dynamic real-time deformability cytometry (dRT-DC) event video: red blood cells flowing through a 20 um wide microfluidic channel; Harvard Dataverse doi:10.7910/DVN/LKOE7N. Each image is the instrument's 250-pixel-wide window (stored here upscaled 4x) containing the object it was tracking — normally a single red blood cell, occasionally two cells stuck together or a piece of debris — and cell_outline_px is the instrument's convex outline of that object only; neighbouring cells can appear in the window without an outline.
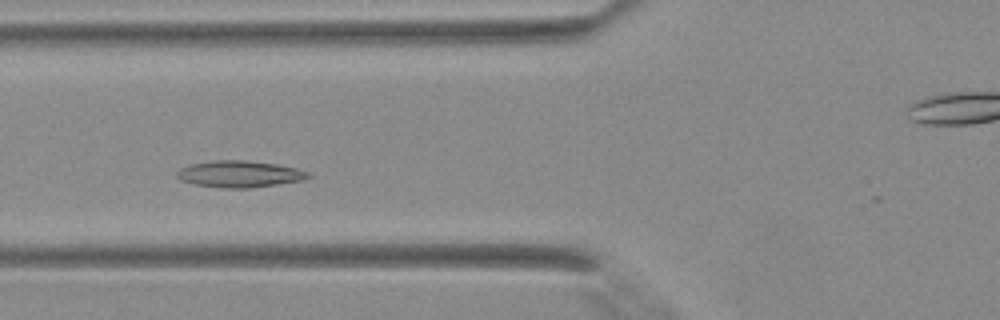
{"species": "Egyptian fruit bat (a non-hibernating species)", "species_latin": "Rousettus aegyptiacus", "temperature_condition": "warm", "stored_images_in_passage": 36, "camera_frame_rate_fps": 3000, "um_per_image_px": 0.085, "animal": {"sex": "female"}, "frame": {"image": 1, "passage_image": 9, "time_ms": 2.667, "image_size_px": [1000, 320], "cell_outline_px": [[312, 176], [304, 180], [248, 188], [224, 188], [192, 184], [180, 180], [176, 176], [176, 172], [180, 168], [192, 164], [212, 160], [244, 160], [276, 164], [296, 168], [308, 172]], "centroid_in_image_um": [20.33, 14.79], "position_along_channel_um": 105.5, "area_um2": 20.35}}
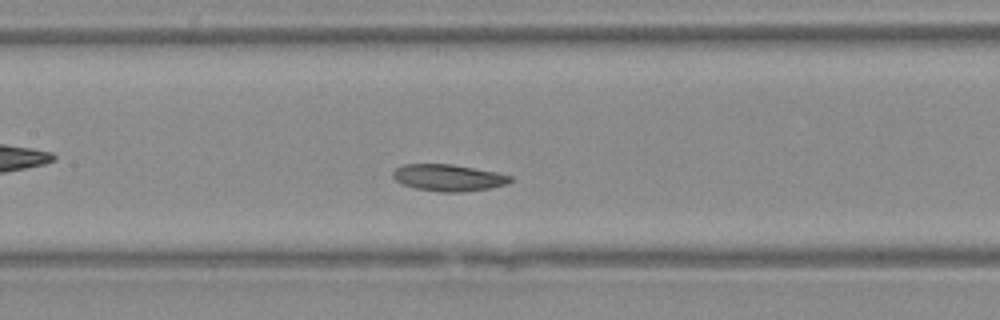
{"frame": {"image": 2, "passage_image": 13, "time_ms": 4.0, "image_size_px": [1000, 320], "cell_outline_px": [[512, 180], [508, 184], [488, 188], [460, 192], [440, 192], [416, 188], [400, 184], [392, 176], [392, 172], [396, 168], [404, 164], [452, 164], [496, 172], [512, 176]], "centroid_in_image_um": [38.09, 15.1], "position_along_channel_um": 169.3, "area_um2": 18.26}}
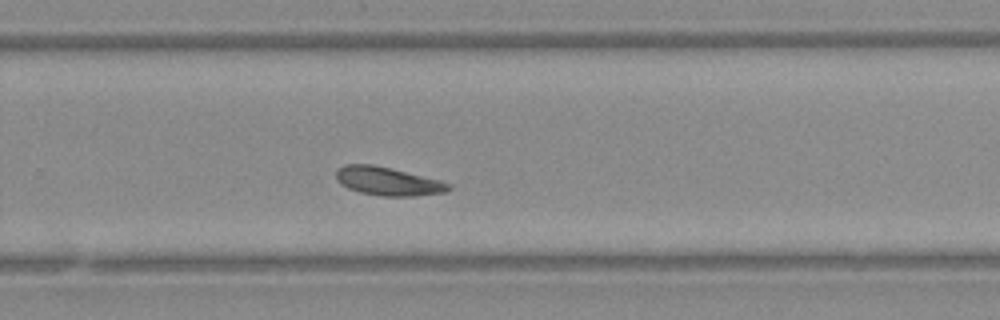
{"frame": {"image": 3, "passage_image": 21, "time_ms": 6.667, "image_size_px": [1000, 320], "cell_outline_px": [[452, 188], [448, 192], [416, 196], [380, 196], [360, 192], [348, 188], [340, 184], [336, 180], [336, 172], [344, 164], [372, 164], [440, 180], [452, 184]], "centroid_in_image_um": [32.99, 15.42], "position_along_channel_um": 296.8, "area_um2": 18.67}}